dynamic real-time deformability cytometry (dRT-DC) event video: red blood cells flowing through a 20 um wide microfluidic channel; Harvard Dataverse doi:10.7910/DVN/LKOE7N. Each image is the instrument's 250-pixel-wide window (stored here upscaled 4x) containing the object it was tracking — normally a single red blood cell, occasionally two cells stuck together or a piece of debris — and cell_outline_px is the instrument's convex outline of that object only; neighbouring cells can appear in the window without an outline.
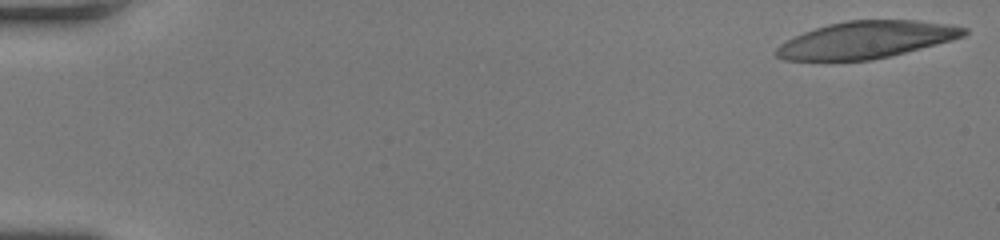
{"species": "human", "species_latin": "Homo sapiens", "temperature_condition": "room temperature", "stored_images_in_passage": 49, "camera_frame_rate_fps": 3000, "um_per_image_px": 0.085, "donor": {"sex": "female"}, "frame": {"image": 1, "passage_image": 1, "time_ms": 0.0, "image_size_px": [1000, 240], "cell_outline_px": [[968, 32], [964, 36], [952, 40], [872, 60], [784, 60], [776, 56], [772, 52], [780, 44], [804, 32], [828, 24], [848, 20], [916, 20], [948, 24], [968, 28]], "centroid_in_image_um": [73.63, 3.38], "position_along_channel_um": 11.4, "area_um2": 40.17}}
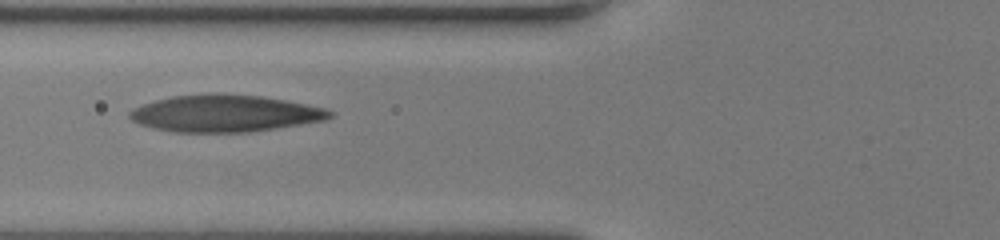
{"frame": {"image": 2, "passage_image": 20, "time_ms": 6.333, "image_size_px": [1000, 240], "cell_outline_px": [[332, 116], [324, 120], [276, 128], [248, 132], [172, 132], [152, 128], [140, 124], [132, 120], [128, 116], [128, 112], [132, 108], [156, 100], [172, 96], [260, 96], [284, 100], [324, 108], [332, 112]], "centroid_in_image_um": [19.07, 9.68], "position_along_channel_um": 106.7, "area_um2": 41.79}}
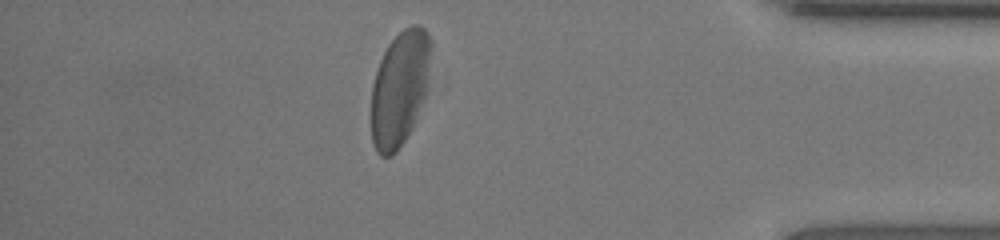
{"frame": {"image": 3, "passage_image": 43, "time_ms": 14.0, "image_size_px": [1000, 240], "cell_outline_px": [[432, 44], [428, 88], [412, 128], [396, 152], [392, 156], [380, 156], [376, 152], [372, 144], [372, 84], [380, 60], [388, 44], [404, 28], [412, 24], [416, 24], [424, 28], [428, 32], [432, 40]], "centroid_in_image_um": [34.0, 7.49], "position_along_channel_um": 401.2, "area_um2": 40.34}, "authors_computed_cell_mechanics": {"area_um2": 43.1766, "velocity_mm_per_s": 4.2422, "shape_relaxation_time_tau1_ms": 4.8387, "shape_relaxation_time_tau2_ms": 1.5758, "deformation_change_tau1": 0.1876, "deformation_change_tau2": 0.1143}}